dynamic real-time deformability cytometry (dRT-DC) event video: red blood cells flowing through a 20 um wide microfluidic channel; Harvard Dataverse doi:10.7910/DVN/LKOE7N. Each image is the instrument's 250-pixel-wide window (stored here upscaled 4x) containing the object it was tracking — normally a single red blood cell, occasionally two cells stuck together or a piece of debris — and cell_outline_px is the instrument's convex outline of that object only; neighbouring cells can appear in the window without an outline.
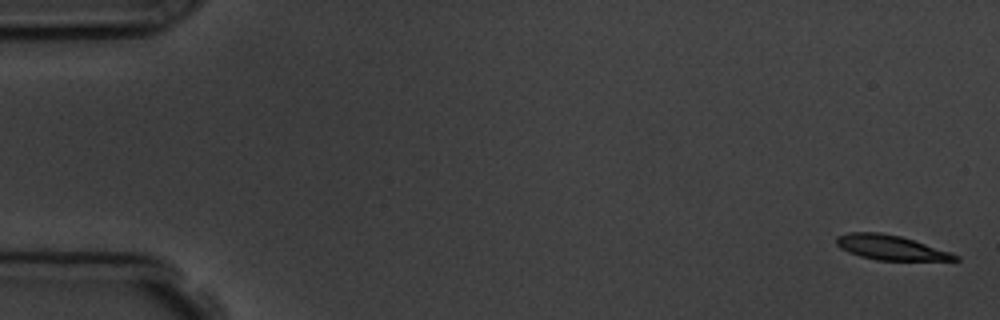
{"species": "common noctule bat (a hibernating species)", "species_latin": "Nyctalus noctula", "temperature_condition": "room temperature", "stored_images_in_passage": 6, "camera_frame_rate_fps": 3000, "um_per_image_px": 0.085, "animal": {"sex": "male", "body_mass_g": 19.5, "forearm_length_mm": 54.6}, "frame": {"image": 1, "passage_image": 1, "time_ms": 0.0, "image_size_px": [1000, 320], "cell_outline_px": [[960, 260], [876, 260], [860, 256], [848, 252], [840, 248], [836, 244], [836, 236], [848, 232], [880, 232], [900, 236], [960, 256]], "centroid_in_image_um": [75.62, 21.03], "position_along_channel_um": 9.4, "area_um2": 16.82}}
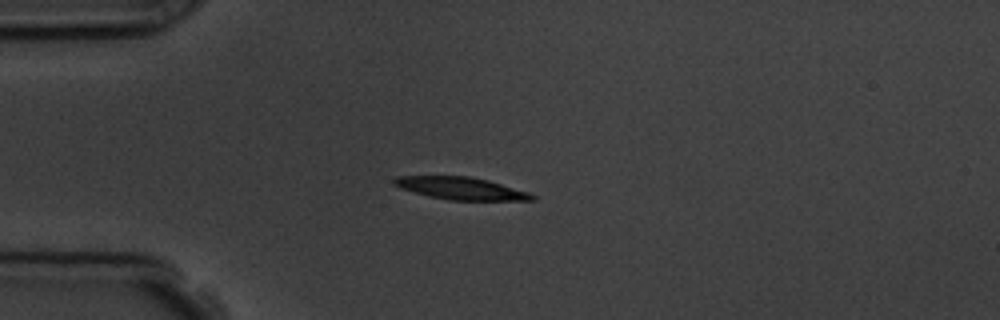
{"frame": {"image": 2, "passage_image": 5, "time_ms": 4.333, "image_size_px": [1000, 320], "cell_outline_px": [[536, 200], [448, 200], [428, 196], [392, 184], [392, 180], [396, 176], [472, 176], [488, 180], [528, 192], [536, 196]], "centroid_in_image_um": [39.19, 16.0], "position_along_channel_um": 45.8, "area_um2": 17.86}}
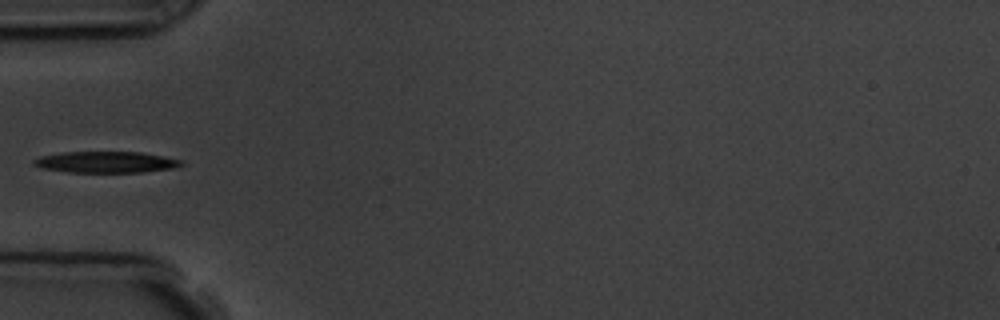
{"frame": {"image": 3, "passage_image": 6, "time_ms": 5.667, "image_size_px": [1000, 320], "cell_outline_px": [[184, 164], [172, 168], [144, 172], [68, 172], [40, 168], [32, 164], [32, 160], [40, 156], [60, 152], [140, 152], [184, 160]], "centroid_in_image_um": [8.97, 13.78], "position_along_channel_um": 76.0, "area_um2": 18.38}}